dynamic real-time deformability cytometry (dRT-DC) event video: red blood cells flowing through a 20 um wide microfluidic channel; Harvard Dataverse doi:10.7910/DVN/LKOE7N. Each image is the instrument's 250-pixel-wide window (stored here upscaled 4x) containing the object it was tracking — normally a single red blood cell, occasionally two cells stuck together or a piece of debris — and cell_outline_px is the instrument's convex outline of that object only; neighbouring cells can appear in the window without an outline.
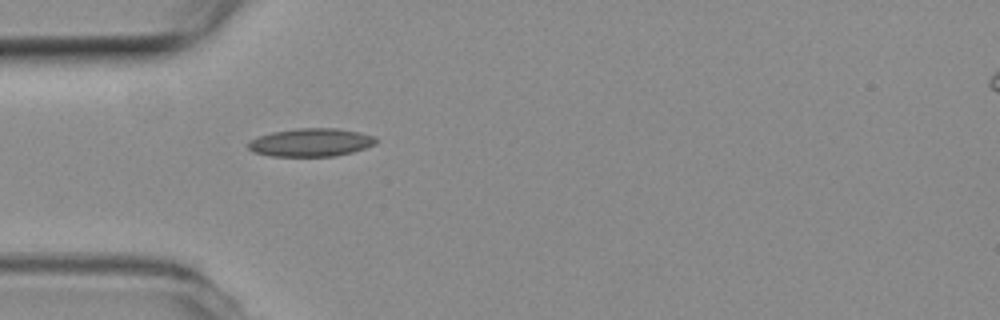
{"species": "common noctule bat (a hibernating species)", "species_latin": "Nyctalus noctula", "temperature_condition": "room temperature", "stored_images_in_passage": 5, "camera_frame_rate_fps": 3000, "um_per_image_px": 0.085, "animal": {"sex": "female", "body_mass_g": 19.3, "forearm_length_mm": 54.1}, "frame": {"image": 1, "passage_image": 1, "time_ms": 0.0, "image_size_px": [1000, 320], "cell_outline_px": [[376, 144], [352, 152], [336, 156], [272, 156], [252, 152], [248, 148], [248, 144], [252, 140], [260, 136], [272, 132], [296, 128], [336, 128], [376, 136]], "centroid_in_image_um": [26.43, 12.11], "position_along_channel_um": 58.6, "area_um2": 20.81}}